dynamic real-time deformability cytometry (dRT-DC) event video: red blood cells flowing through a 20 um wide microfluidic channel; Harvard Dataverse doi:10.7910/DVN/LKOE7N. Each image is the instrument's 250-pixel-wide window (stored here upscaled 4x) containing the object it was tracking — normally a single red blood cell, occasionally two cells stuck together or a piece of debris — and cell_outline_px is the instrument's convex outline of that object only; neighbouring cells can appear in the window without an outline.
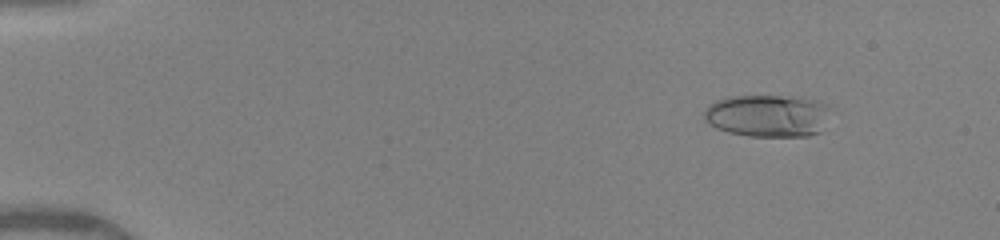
{"species": "human", "species_latin": "Homo sapiens", "temperature_condition": "warm", "stored_images_in_passage": 51, "camera_frame_rate_fps": 3000, "um_per_image_px": 0.085, "donor": {"sex": "female"}, "frame": {"image": 1, "passage_image": 7, "time_ms": 2.0, "image_size_px": [1000, 240], "cell_outline_px": [[836, 108], [820, 132], [808, 136], [748, 136], [728, 132], [716, 128], [708, 124], [704, 120], [704, 112], [708, 104], [716, 100], [728, 96], [800, 96], [832, 104]], "centroid_in_image_um": [65.35, 9.82], "position_along_channel_um": 19.7, "area_um2": 32.25}}
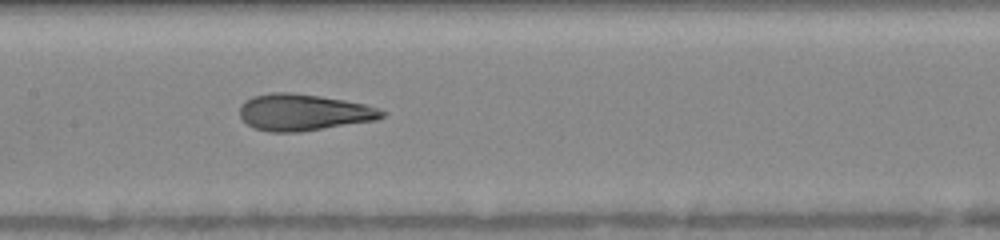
{"frame": {"image": 2, "passage_image": 27, "time_ms": 8.667, "image_size_px": [1000, 240], "cell_outline_px": [[388, 112], [384, 116], [376, 120], [300, 132], [268, 132], [252, 128], [240, 116], [240, 104], [252, 96], [268, 92], [292, 92], [320, 96], [344, 100], [364, 104], [380, 108]], "centroid_in_image_um": [25.79, 9.54], "position_along_channel_um": 181.6, "area_um2": 30.58}}
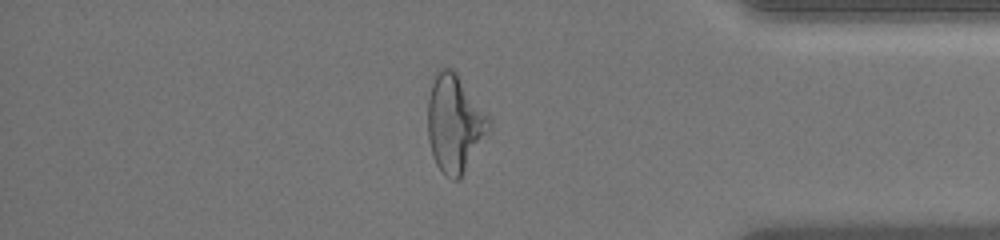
{"frame": {"image": 3, "passage_image": 44, "time_ms": 14.333, "image_size_px": [1000, 240], "cell_outline_px": [[492, 128], [460, 176], [456, 180], [452, 180], [444, 176], [440, 172], [432, 156], [428, 140], [428, 100], [432, 84], [440, 68], [452, 68], [456, 72], [492, 120]], "centroid_in_image_um": [38.65, 10.51], "position_along_channel_um": 396.6, "area_um2": 34.62}, "authors_computed_cell_mechanics": {"area_um2": 30.5762, "velocity_mm_per_s": 4.1365, "shape_relaxation_time_tau1_ms": 5.7038, "shape_relaxation_time_tau2_ms": 1.1072, "deformation_change_tau1": 0.2246, "deformation_change_tau2": 0.102}}